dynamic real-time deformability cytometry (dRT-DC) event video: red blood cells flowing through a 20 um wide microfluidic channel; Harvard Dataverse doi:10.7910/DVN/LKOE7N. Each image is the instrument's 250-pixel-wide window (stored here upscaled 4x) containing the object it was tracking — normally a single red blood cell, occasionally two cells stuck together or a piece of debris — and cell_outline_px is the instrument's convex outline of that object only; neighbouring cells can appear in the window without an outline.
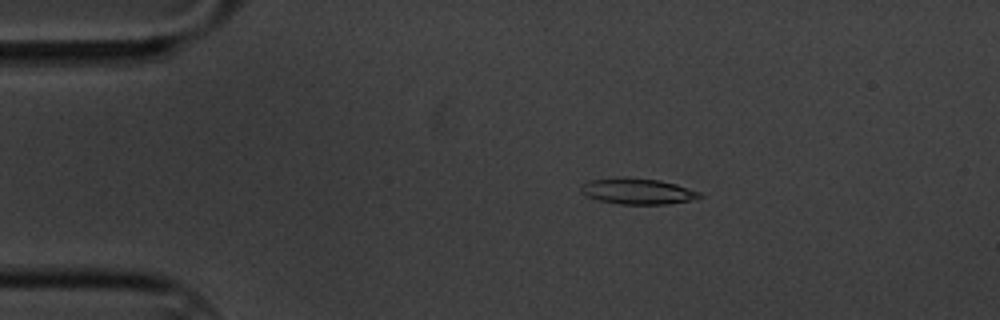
{"species": "common noctule bat (a hibernating species)", "species_latin": "Nyctalus noctula", "temperature_condition": "cold", "stored_images_in_passage": 58, "camera_frame_rate_fps": 3000, "um_per_image_px": 0.085, "animal": {"sex": "male", "body_mass_g": 20.1, "forearm_length_mm": 53.5}, "frame": {"image": 1, "passage_image": 10, "time_ms": 3.0, "image_size_px": [1000, 320], "cell_outline_px": [[704, 196], [692, 200], [668, 204], [620, 204], [600, 200], [588, 196], [580, 192], [580, 188], [584, 184], [592, 180], [624, 176], [660, 180], [676, 184], [700, 192]], "centroid_in_image_um": [54.23, 16.25], "position_along_channel_um": 30.8, "area_um2": 17.92}}
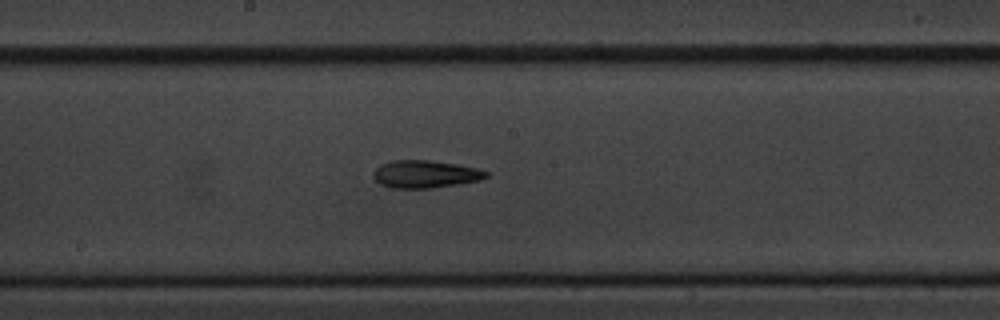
{"frame": {"image": 2, "passage_image": 30, "time_ms": 9.667, "image_size_px": [1000, 320], "cell_outline_px": [[488, 176], [480, 180], [456, 184], [428, 188], [392, 188], [380, 184], [372, 176], [376, 168], [380, 164], [392, 160], [428, 160], [456, 164], [476, 168], [488, 172]], "centroid_in_image_um": [36.11, 14.79], "position_along_channel_um": 212.1, "area_um2": 17.98}}
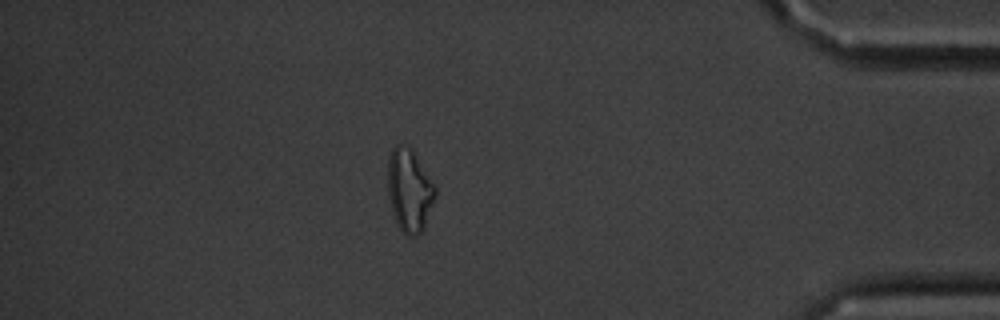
{"frame": {"image": 3, "passage_image": 50, "time_ms": 16.333, "image_size_px": [1000, 320], "cell_outline_px": [[436, 196], [424, 228], [416, 236], [412, 236], [404, 232], [396, 224], [392, 212], [388, 196], [388, 156], [392, 148], [396, 144], [404, 144], [412, 148], [436, 188]], "centroid_in_image_um": [34.79, 16.15], "position_along_channel_um": 400.4, "area_um2": 23.0}, "authors_computed_cell_mechanics": {"area_um2": 17.9758, "velocity_mm_per_s": 3.4145, "shape_relaxation_time_tau1_ms": null, "shape_relaxation_time_tau2_ms": 9.6283, "deformation_change_tau1": null, "deformation_change_tau2": 0.2426}}